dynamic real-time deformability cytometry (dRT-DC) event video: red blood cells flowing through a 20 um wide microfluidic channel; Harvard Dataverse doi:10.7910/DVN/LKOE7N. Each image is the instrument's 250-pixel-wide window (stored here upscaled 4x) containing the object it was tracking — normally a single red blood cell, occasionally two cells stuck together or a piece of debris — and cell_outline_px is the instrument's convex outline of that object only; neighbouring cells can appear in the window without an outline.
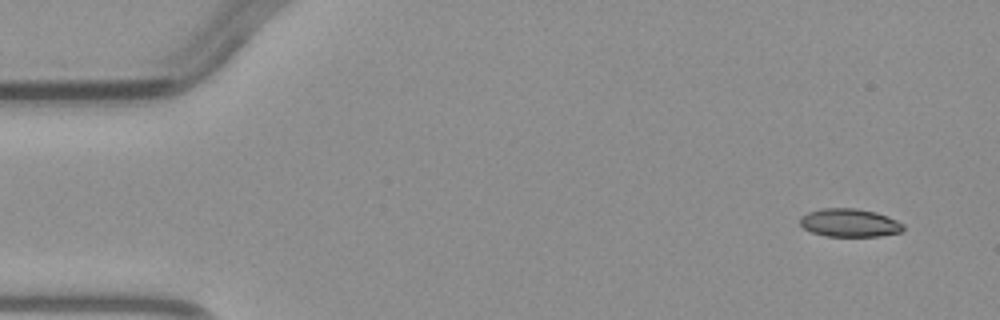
{"species": "common noctule bat (a hibernating species)", "species_latin": "Nyctalus noctula", "temperature_condition": "warm", "stored_images_in_passage": 4, "camera_frame_rate_fps": 3000, "um_per_image_px": 0.085, "animal": {"sex": "male", "body_mass_g": 23.1, "forearm_length_mm": 52.7}, "frame": {"image": 1, "passage_image": 1, "time_ms": 0.0, "image_size_px": [1000, 320], "cell_outline_px": [[904, 228], [900, 232], [880, 236], [824, 236], [812, 232], [804, 228], [800, 224], [800, 216], [808, 212], [820, 208], [856, 208], [876, 212], [888, 216], [904, 224]], "centroid_in_image_um": [72.2, 18.93], "position_along_channel_um": 12.8, "area_um2": 17.05}}
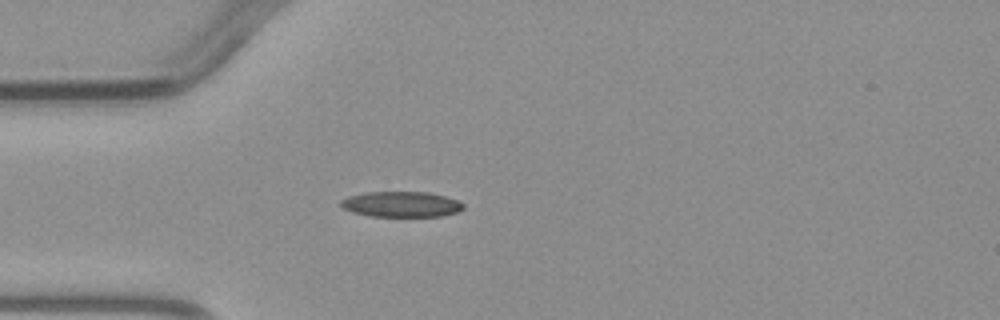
{"frame": {"image": 2, "passage_image": 4, "time_ms": 3.333, "image_size_px": [1000, 320], "cell_outline_px": [[464, 208], [456, 212], [440, 216], [368, 216], [352, 212], [344, 208], [340, 204], [340, 200], [348, 196], [364, 192], [428, 192], [460, 200], [464, 204]], "centroid_in_image_um": [34.1, 17.35], "position_along_channel_um": 50.9, "area_um2": 18.26}}